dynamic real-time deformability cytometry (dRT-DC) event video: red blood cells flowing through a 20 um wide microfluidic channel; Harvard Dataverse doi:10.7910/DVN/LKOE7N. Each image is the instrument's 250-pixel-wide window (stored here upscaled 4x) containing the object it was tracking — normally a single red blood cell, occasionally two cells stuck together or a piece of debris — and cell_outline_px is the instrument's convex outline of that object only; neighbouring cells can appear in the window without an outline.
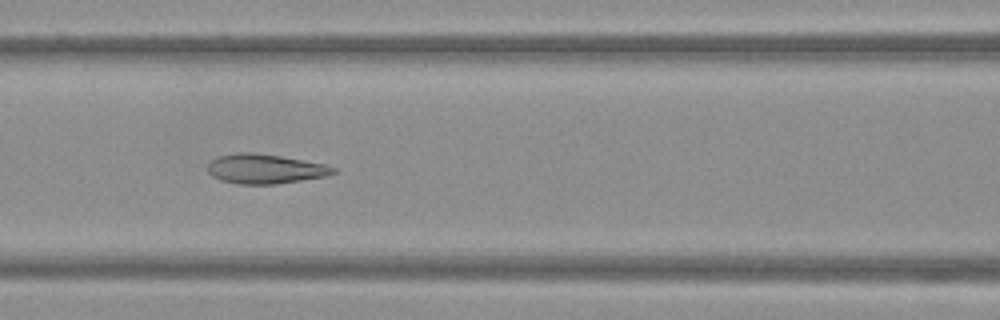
{"species": "Egyptian fruit bat (a non-hibernating species)", "species_latin": "Rousettus aegyptiacus", "temperature_condition": "warm", "stored_images_in_passage": 50, "camera_frame_rate_fps": 3000, "um_per_image_px": 0.085, "frame": {"image": 1, "passage_image": 21, "time_ms": 6.667, "image_size_px": [1000, 320], "cell_outline_px": [[340, 172], [328, 176], [276, 184], [240, 184], [220, 180], [212, 176], [208, 172], [208, 164], [212, 160], [220, 156], [236, 152], [256, 152], [280, 156], [324, 164], [336, 168]], "centroid_in_image_um": [22.56, 14.35], "position_along_channel_um": 144.0, "area_um2": 21.73}}
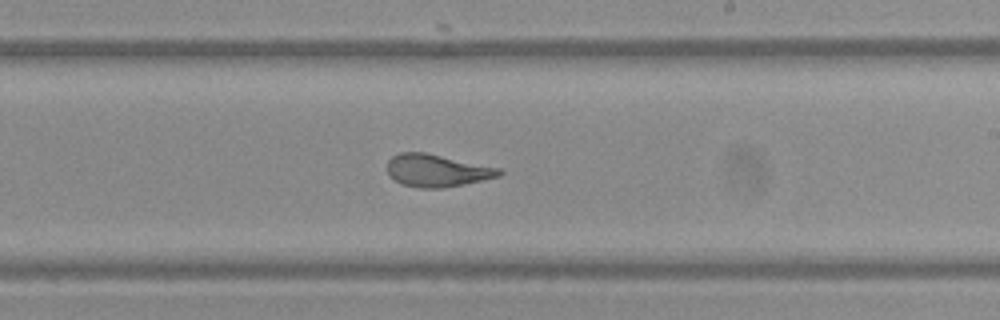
{"frame": {"image": 2, "passage_image": 29, "time_ms": 9.333, "image_size_px": [1000, 320], "cell_outline_px": [[504, 172], [500, 176], [440, 188], [420, 188], [404, 184], [388, 176], [388, 160], [392, 156], [400, 152], [424, 152], [500, 168]], "centroid_in_image_um": [37.12, 14.48], "position_along_channel_um": 251.9, "area_um2": 20.81}}
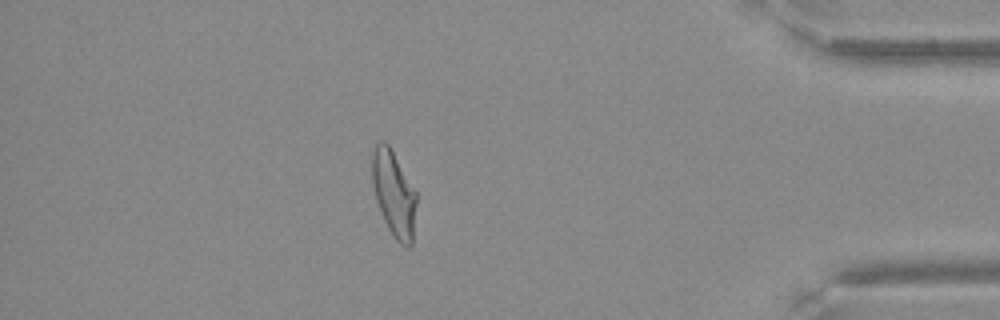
{"frame": {"image": 3, "passage_image": 43, "time_ms": 14.0, "image_size_px": [1000, 320], "cell_outline_px": [[416, 204], [412, 244], [408, 248], [404, 248], [392, 236], [384, 220], [376, 200], [372, 184], [372, 152], [376, 144], [380, 140], [384, 140], [388, 144], [416, 192]], "centroid_in_image_um": [33.46, 16.49], "position_along_channel_um": 401.7, "area_um2": 22.08}}